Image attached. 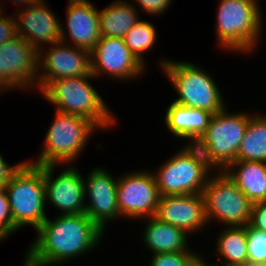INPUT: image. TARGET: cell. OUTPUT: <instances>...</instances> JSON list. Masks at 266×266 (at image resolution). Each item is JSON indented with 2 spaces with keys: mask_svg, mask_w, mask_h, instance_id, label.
<instances>
[{
  "mask_svg": "<svg viewBox=\"0 0 266 266\" xmlns=\"http://www.w3.org/2000/svg\"><path fill=\"white\" fill-rule=\"evenodd\" d=\"M213 115L209 111L186 107L172 101L165 113L164 122L169 133L182 139L187 135H203Z\"/></svg>",
  "mask_w": 266,
  "mask_h": 266,
  "instance_id": "obj_20",
  "label": "cell"
},
{
  "mask_svg": "<svg viewBox=\"0 0 266 266\" xmlns=\"http://www.w3.org/2000/svg\"><path fill=\"white\" fill-rule=\"evenodd\" d=\"M14 233L26 225L36 230L46 219L43 165L25 161L5 185Z\"/></svg>",
  "mask_w": 266,
  "mask_h": 266,
  "instance_id": "obj_4",
  "label": "cell"
},
{
  "mask_svg": "<svg viewBox=\"0 0 266 266\" xmlns=\"http://www.w3.org/2000/svg\"><path fill=\"white\" fill-rule=\"evenodd\" d=\"M9 1V0H8ZM11 1H13V3H16L17 4V6H18V4H19V6L20 5H22V6H27V8L28 7H30V6H33V5H36V4H38L39 2H41L42 0H11ZM24 4V5H23Z\"/></svg>",
  "mask_w": 266,
  "mask_h": 266,
  "instance_id": "obj_35",
  "label": "cell"
},
{
  "mask_svg": "<svg viewBox=\"0 0 266 266\" xmlns=\"http://www.w3.org/2000/svg\"><path fill=\"white\" fill-rule=\"evenodd\" d=\"M36 238L24 254V266H56L95 248L103 231L85 213L60 214L35 230ZM74 257V258H73Z\"/></svg>",
  "mask_w": 266,
  "mask_h": 266,
  "instance_id": "obj_1",
  "label": "cell"
},
{
  "mask_svg": "<svg viewBox=\"0 0 266 266\" xmlns=\"http://www.w3.org/2000/svg\"><path fill=\"white\" fill-rule=\"evenodd\" d=\"M66 13L67 30L61 23V42L91 52L102 37L99 9L89 0H69Z\"/></svg>",
  "mask_w": 266,
  "mask_h": 266,
  "instance_id": "obj_17",
  "label": "cell"
},
{
  "mask_svg": "<svg viewBox=\"0 0 266 266\" xmlns=\"http://www.w3.org/2000/svg\"><path fill=\"white\" fill-rule=\"evenodd\" d=\"M159 198L153 172L137 170L118 177L117 205L121 217L134 220L155 216Z\"/></svg>",
  "mask_w": 266,
  "mask_h": 266,
  "instance_id": "obj_9",
  "label": "cell"
},
{
  "mask_svg": "<svg viewBox=\"0 0 266 266\" xmlns=\"http://www.w3.org/2000/svg\"><path fill=\"white\" fill-rule=\"evenodd\" d=\"M153 172L160 196L202 194L210 174L179 150Z\"/></svg>",
  "mask_w": 266,
  "mask_h": 266,
  "instance_id": "obj_11",
  "label": "cell"
},
{
  "mask_svg": "<svg viewBox=\"0 0 266 266\" xmlns=\"http://www.w3.org/2000/svg\"><path fill=\"white\" fill-rule=\"evenodd\" d=\"M199 255L191 249L183 252L152 254L149 266H189Z\"/></svg>",
  "mask_w": 266,
  "mask_h": 266,
  "instance_id": "obj_28",
  "label": "cell"
},
{
  "mask_svg": "<svg viewBox=\"0 0 266 266\" xmlns=\"http://www.w3.org/2000/svg\"><path fill=\"white\" fill-rule=\"evenodd\" d=\"M17 35L15 16L4 14L0 17V46Z\"/></svg>",
  "mask_w": 266,
  "mask_h": 266,
  "instance_id": "obj_30",
  "label": "cell"
},
{
  "mask_svg": "<svg viewBox=\"0 0 266 266\" xmlns=\"http://www.w3.org/2000/svg\"><path fill=\"white\" fill-rule=\"evenodd\" d=\"M2 10H3V4L2 5L0 4V17H2L4 15Z\"/></svg>",
  "mask_w": 266,
  "mask_h": 266,
  "instance_id": "obj_37",
  "label": "cell"
},
{
  "mask_svg": "<svg viewBox=\"0 0 266 266\" xmlns=\"http://www.w3.org/2000/svg\"><path fill=\"white\" fill-rule=\"evenodd\" d=\"M203 258V256L198 255L189 266H213V264L208 265V262Z\"/></svg>",
  "mask_w": 266,
  "mask_h": 266,
  "instance_id": "obj_34",
  "label": "cell"
},
{
  "mask_svg": "<svg viewBox=\"0 0 266 266\" xmlns=\"http://www.w3.org/2000/svg\"><path fill=\"white\" fill-rule=\"evenodd\" d=\"M236 161L266 162V115L251 116Z\"/></svg>",
  "mask_w": 266,
  "mask_h": 266,
  "instance_id": "obj_24",
  "label": "cell"
},
{
  "mask_svg": "<svg viewBox=\"0 0 266 266\" xmlns=\"http://www.w3.org/2000/svg\"><path fill=\"white\" fill-rule=\"evenodd\" d=\"M202 194L208 223L215 219L224 223V227L250 223L253 203L225 172L210 175Z\"/></svg>",
  "mask_w": 266,
  "mask_h": 266,
  "instance_id": "obj_7",
  "label": "cell"
},
{
  "mask_svg": "<svg viewBox=\"0 0 266 266\" xmlns=\"http://www.w3.org/2000/svg\"><path fill=\"white\" fill-rule=\"evenodd\" d=\"M217 237L216 252L222 261L213 266H241L248 264L247 226L223 228ZM220 264V265H218Z\"/></svg>",
  "mask_w": 266,
  "mask_h": 266,
  "instance_id": "obj_23",
  "label": "cell"
},
{
  "mask_svg": "<svg viewBox=\"0 0 266 266\" xmlns=\"http://www.w3.org/2000/svg\"><path fill=\"white\" fill-rule=\"evenodd\" d=\"M45 2L42 0L28 8L24 6L14 14L17 34L38 51L43 47L42 44L52 45L61 42L60 19L49 10Z\"/></svg>",
  "mask_w": 266,
  "mask_h": 266,
  "instance_id": "obj_16",
  "label": "cell"
},
{
  "mask_svg": "<svg viewBox=\"0 0 266 266\" xmlns=\"http://www.w3.org/2000/svg\"><path fill=\"white\" fill-rule=\"evenodd\" d=\"M249 225L256 230L266 232V200L252 205Z\"/></svg>",
  "mask_w": 266,
  "mask_h": 266,
  "instance_id": "obj_31",
  "label": "cell"
},
{
  "mask_svg": "<svg viewBox=\"0 0 266 266\" xmlns=\"http://www.w3.org/2000/svg\"><path fill=\"white\" fill-rule=\"evenodd\" d=\"M126 45L134 57L145 66L146 59H143L145 52L150 51L156 45V27L149 22L140 19L123 37ZM145 62V63H144Z\"/></svg>",
  "mask_w": 266,
  "mask_h": 266,
  "instance_id": "obj_25",
  "label": "cell"
},
{
  "mask_svg": "<svg viewBox=\"0 0 266 266\" xmlns=\"http://www.w3.org/2000/svg\"><path fill=\"white\" fill-rule=\"evenodd\" d=\"M96 130L99 131L91 121L84 117L56 111L37 160L28 161L39 166L71 164L70 162L80 157L90 136Z\"/></svg>",
  "mask_w": 266,
  "mask_h": 266,
  "instance_id": "obj_6",
  "label": "cell"
},
{
  "mask_svg": "<svg viewBox=\"0 0 266 266\" xmlns=\"http://www.w3.org/2000/svg\"><path fill=\"white\" fill-rule=\"evenodd\" d=\"M90 59L91 73L96 79L104 74L129 81L144 75L146 68L130 52L123 38L102 36L90 52Z\"/></svg>",
  "mask_w": 266,
  "mask_h": 266,
  "instance_id": "obj_13",
  "label": "cell"
},
{
  "mask_svg": "<svg viewBox=\"0 0 266 266\" xmlns=\"http://www.w3.org/2000/svg\"><path fill=\"white\" fill-rule=\"evenodd\" d=\"M159 65L179 95L175 103L213 114L226 107L214 78L206 70L190 62L165 58Z\"/></svg>",
  "mask_w": 266,
  "mask_h": 266,
  "instance_id": "obj_5",
  "label": "cell"
},
{
  "mask_svg": "<svg viewBox=\"0 0 266 266\" xmlns=\"http://www.w3.org/2000/svg\"><path fill=\"white\" fill-rule=\"evenodd\" d=\"M143 12L147 13L148 15L158 16L163 14L165 10L171 4L172 0H134Z\"/></svg>",
  "mask_w": 266,
  "mask_h": 266,
  "instance_id": "obj_32",
  "label": "cell"
},
{
  "mask_svg": "<svg viewBox=\"0 0 266 266\" xmlns=\"http://www.w3.org/2000/svg\"><path fill=\"white\" fill-rule=\"evenodd\" d=\"M117 183L118 178L101 167L94 168L84 179L85 214L103 231L107 222L121 217L117 205Z\"/></svg>",
  "mask_w": 266,
  "mask_h": 266,
  "instance_id": "obj_15",
  "label": "cell"
},
{
  "mask_svg": "<svg viewBox=\"0 0 266 266\" xmlns=\"http://www.w3.org/2000/svg\"><path fill=\"white\" fill-rule=\"evenodd\" d=\"M266 162L235 161L225 173L254 204L266 200Z\"/></svg>",
  "mask_w": 266,
  "mask_h": 266,
  "instance_id": "obj_21",
  "label": "cell"
},
{
  "mask_svg": "<svg viewBox=\"0 0 266 266\" xmlns=\"http://www.w3.org/2000/svg\"><path fill=\"white\" fill-rule=\"evenodd\" d=\"M94 78L91 73L87 76L56 79L41 94L47 102L57 107L56 111L84 117L103 130L115 125L116 118L91 85L90 79Z\"/></svg>",
  "mask_w": 266,
  "mask_h": 266,
  "instance_id": "obj_2",
  "label": "cell"
},
{
  "mask_svg": "<svg viewBox=\"0 0 266 266\" xmlns=\"http://www.w3.org/2000/svg\"><path fill=\"white\" fill-rule=\"evenodd\" d=\"M43 46L38 57V90L43 91L52 81L91 74L90 52L59 42ZM42 70V71H41Z\"/></svg>",
  "mask_w": 266,
  "mask_h": 266,
  "instance_id": "obj_10",
  "label": "cell"
},
{
  "mask_svg": "<svg viewBox=\"0 0 266 266\" xmlns=\"http://www.w3.org/2000/svg\"><path fill=\"white\" fill-rule=\"evenodd\" d=\"M258 0H220L216 11V40L237 54L252 53L261 41L262 16Z\"/></svg>",
  "mask_w": 266,
  "mask_h": 266,
  "instance_id": "obj_3",
  "label": "cell"
},
{
  "mask_svg": "<svg viewBox=\"0 0 266 266\" xmlns=\"http://www.w3.org/2000/svg\"><path fill=\"white\" fill-rule=\"evenodd\" d=\"M183 139H187L190 142L183 145V148L180 150L195 163L200 165L210 175L213 174V170L216 169L219 170L216 175H220L225 172V169L214 158L211 148L207 144L206 138L203 135H187L184 136Z\"/></svg>",
  "mask_w": 266,
  "mask_h": 266,
  "instance_id": "obj_26",
  "label": "cell"
},
{
  "mask_svg": "<svg viewBox=\"0 0 266 266\" xmlns=\"http://www.w3.org/2000/svg\"><path fill=\"white\" fill-rule=\"evenodd\" d=\"M58 164L43 165L46 203L61 211L60 214L85 213L84 178L77 168H67L56 175L54 169Z\"/></svg>",
  "mask_w": 266,
  "mask_h": 266,
  "instance_id": "obj_14",
  "label": "cell"
},
{
  "mask_svg": "<svg viewBox=\"0 0 266 266\" xmlns=\"http://www.w3.org/2000/svg\"><path fill=\"white\" fill-rule=\"evenodd\" d=\"M227 107L215 113L203 136L217 162L226 169L236 161L241 140L252 115L227 112Z\"/></svg>",
  "mask_w": 266,
  "mask_h": 266,
  "instance_id": "obj_12",
  "label": "cell"
},
{
  "mask_svg": "<svg viewBox=\"0 0 266 266\" xmlns=\"http://www.w3.org/2000/svg\"><path fill=\"white\" fill-rule=\"evenodd\" d=\"M5 183L0 181V193L3 192L5 190Z\"/></svg>",
  "mask_w": 266,
  "mask_h": 266,
  "instance_id": "obj_36",
  "label": "cell"
},
{
  "mask_svg": "<svg viewBox=\"0 0 266 266\" xmlns=\"http://www.w3.org/2000/svg\"><path fill=\"white\" fill-rule=\"evenodd\" d=\"M14 233V222L5 190L0 193V241Z\"/></svg>",
  "mask_w": 266,
  "mask_h": 266,
  "instance_id": "obj_29",
  "label": "cell"
},
{
  "mask_svg": "<svg viewBox=\"0 0 266 266\" xmlns=\"http://www.w3.org/2000/svg\"><path fill=\"white\" fill-rule=\"evenodd\" d=\"M24 162L25 161H21V163H18L14 166L9 165L0 153V181L4 182L5 184L8 183L13 174L21 167Z\"/></svg>",
  "mask_w": 266,
  "mask_h": 266,
  "instance_id": "obj_33",
  "label": "cell"
},
{
  "mask_svg": "<svg viewBox=\"0 0 266 266\" xmlns=\"http://www.w3.org/2000/svg\"><path fill=\"white\" fill-rule=\"evenodd\" d=\"M132 3V5H131ZM135 2L115 0L99 10L101 36L123 38L124 35L140 20Z\"/></svg>",
  "mask_w": 266,
  "mask_h": 266,
  "instance_id": "obj_22",
  "label": "cell"
},
{
  "mask_svg": "<svg viewBox=\"0 0 266 266\" xmlns=\"http://www.w3.org/2000/svg\"><path fill=\"white\" fill-rule=\"evenodd\" d=\"M247 253L249 265H266V232L247 225Z\"/></svg>",
  "mask_w": 266,
  "mask_h": 266,
  "instance_id": "obj_27",
  "label": "cell"
},
{
  "mask_svg": "<svg viewBox=\"0 0 266 266\" xmlns=\"http://www.w3.org/2000/svg\"><path fill=\"white\" fill-rule=\"evenodd\" d=\"M39 51L20 35L0 46V93L16 89L38 90ZM29 88V89H27Z\"/></svg>",
  "mask_w": 266,
  "mask_h": 266,
  "instance_id": "obj_8",
  "label": "cell"
},
{
  "mask_svg": "<svg viewBox=\"0 0 266 266\" xmlns=\"http://www.w3.org/2000/svg\"><path fill=\"white\" fill-rule=\"evenodd\" d=\"M146 220L143 235L146 248L156 253L183 252L189 250L188 237L184 230L169 223L160 221L155 216L144 218Z\"/></svg>",
  "mask_w": 266,
  "mask_h": 266,
  "instance_id": "obj_19",
  "label": "cell"
},
{
  "mask_svg": "<svg viewBox=\"0 0 266 266\" xmlns=\"http://www.w3.org/2000/svg\"><path fill=\"white\" fill-rule=\"evenodd\" d=\"M245 266H266V265H249V264H247Z\"/></svg>",
  "mask_w": 266,
  "mask_h": 266,
  "instance_id": "obj_38",
  "label": "cell"
},
{
  "mask_svg": "<svg viewBox=\"0 0 266 266\" xmlns=\"http://www.w3.org/2000/svg\"><path fill=\"white\" fill-rule=\"evenodd\" d=\"M155 217L188 234L198 232L208 223L203 194L160 196Z\"/></svg>",
  "mask_w": 266,
  "mask_h": 266,
  "instance_id": "obj_18",
  "label": "cell"
}]
</instances>
